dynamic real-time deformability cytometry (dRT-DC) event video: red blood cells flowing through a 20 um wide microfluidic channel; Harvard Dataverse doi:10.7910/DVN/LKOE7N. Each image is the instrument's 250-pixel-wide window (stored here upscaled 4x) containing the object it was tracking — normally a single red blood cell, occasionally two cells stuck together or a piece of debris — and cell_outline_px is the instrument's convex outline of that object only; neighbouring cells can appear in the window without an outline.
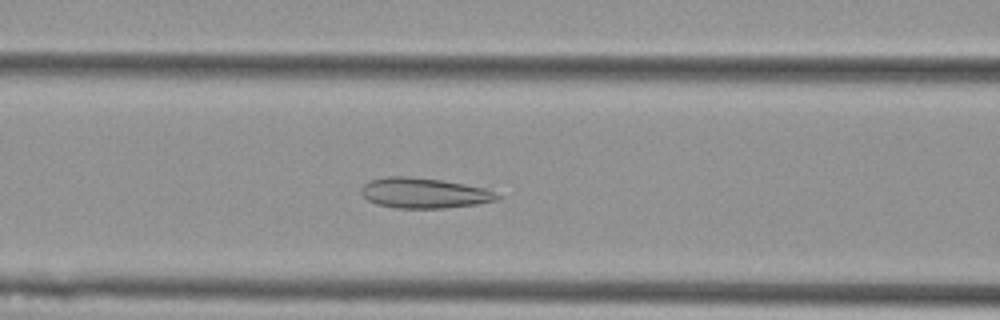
{"species": "Egyptian fruit bat (a non-hibernating species)", "species_latin": "Rousettus aegyptiacus", "temperature_condition": "cold", "stored_images_in_passage": 50, "camera_frame_rate_fps": 3000, "um_per_image_px": 0.085, "animal": {"sex": "female"}, "frame": {"image": 1, "passage_image": 17, "time_ms": 5.333, "image_size_px": [1000, 320], "cell_outline_px": [[500, 200], [476, 204], [444, 208], [396, 208], [376, 204], [368, 200], [360, 192], [360, 188], [364, 184], [372, 180], [388, 176], [408, 176], [440, 180], [464, 184], [484, 188], [500, 196]], "centroid_in_image_um": [36.02, 16.41], "position_along_channel_um": 130.6, "area_um2": 23.87}}
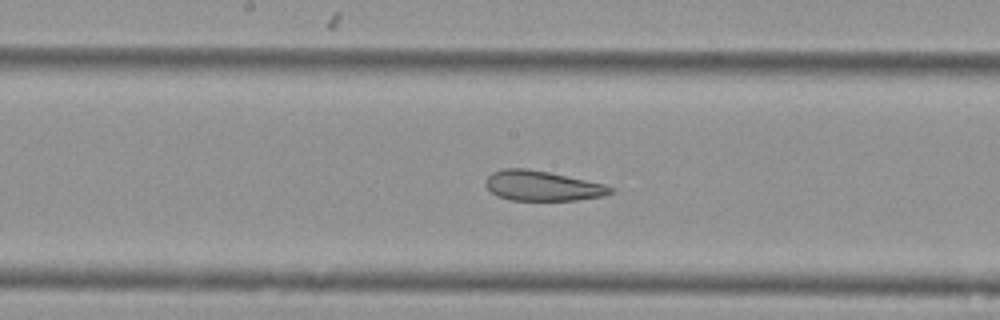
{"frame": {"image": 2, "passage_image": 23, "time_ms": 7.333, "image_size_px": [1000, 320], "cell_outline_px": [[616, 188], [612, 192], [604, 196], [576, 200], [512, 200], [496, 196], [484, 184], [484, 180], [492, 172], [504, 168], [528, 168], [548, 172], [604, 184]], "centroid_in_image_um": [46.07, 15.79], "position_along_channel_um": 202.1, "area_um2": 21.85}}
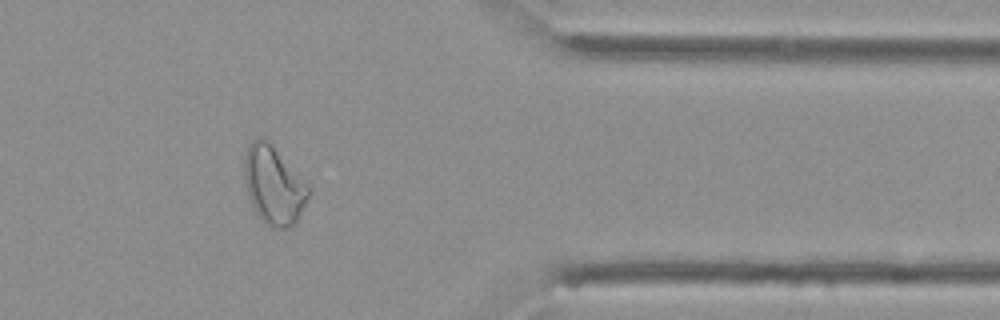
{"frame": {"image": 3, "passage_image": 40, "time_ms": 13.0, "image_size_px": [1000, 320], "cell_outline_px": [[312, 192], [296, 224], [288, 228], [276, 228], [260, 220], [248, 196], [244, 180], [244, 160], [248, 148], [252, 140], [260, 136], [312, 188]], "centroid_in_image_um": [23.28, 15.83], "position_along_channel_um": 388.1, "area_um2": 28.78}, "authors_computed_cell_mechanics": {"area_um2": 27.0504, "velocity_mm_per_s": 3.5909, "shape_relaxation_time_tau1_ms": null, "shape_relaxation_time_tau2_ms": 2.6796, "deformation_change_tau1": null, "deformation_change_tau2": 0.0869}}